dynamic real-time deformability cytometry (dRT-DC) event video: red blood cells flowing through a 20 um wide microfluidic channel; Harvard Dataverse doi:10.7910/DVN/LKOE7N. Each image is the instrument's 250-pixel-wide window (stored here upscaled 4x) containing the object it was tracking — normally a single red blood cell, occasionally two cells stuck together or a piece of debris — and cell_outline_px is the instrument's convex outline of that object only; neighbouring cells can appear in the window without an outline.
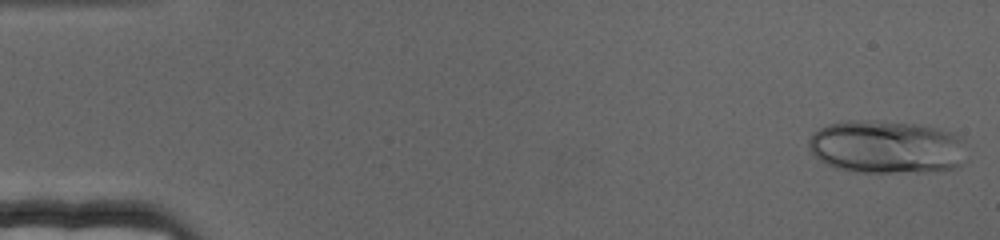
{"species": "human", "species_latin": "Homo sapiens", "temperature_condition": "cold", "stored_images_in_passage": 70, "camera_frame_rate_fps": 3000, "um_per_image_px": 0.085, "donor": {"sex": "female"}, "frame": {"image": 1, "passage_image": 2, "time_ms": 0.333, "image_size_px": [1000, 240], "cell_outline_px": [[964, 140], [960, 164], [952, 168], [924, 172], [856, 172], [836, 168], [820, 160], [808, 148], [808, 140], [812, 132], [828, 124], [844, 120], [876, 120], [920, 124], [952, 132], [960, 136]], "centroid_in_image_um": [75.3, 12.47], "position_along_channel_um": 9.7, "area_um2": 49.07}}
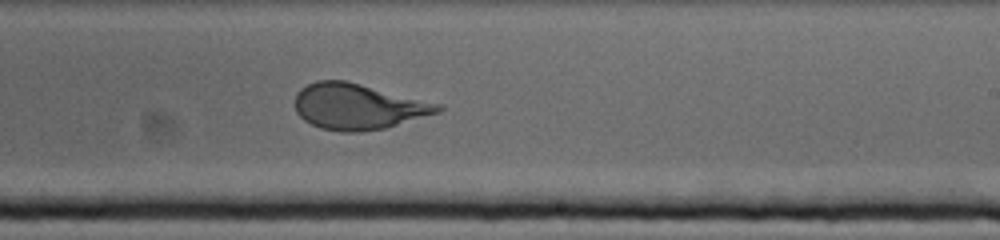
{"frame": {"image": 2, "passage_image": 43, "time_ms": 14.0, "image_size_px": [1000, 240], "cell_outline_px": [[444, 108], [440, 112], [384, 128], [360, 132], [340, 132], [320, 128], [304, 120], [296, 112], [296, 92], [300, 88], [316, 80], [344, 80], [444, 104]], "centroid_in_image_um": [30.45, 9.05], "position_along_channel_um": 258.6, "area_um2": 38.21}}
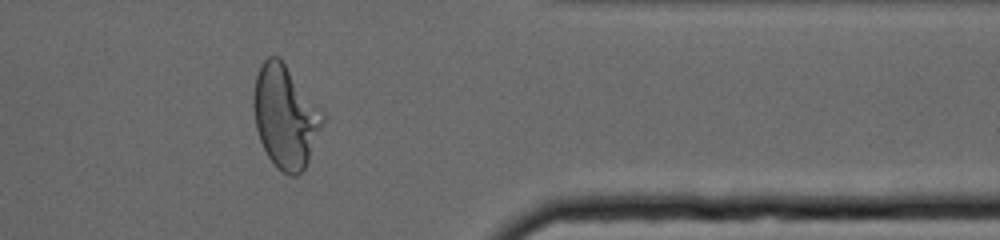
{"frame": {"image": 3, "passage_image": 58, "time_ms": 19.0, "image_size_px": [1000, 240], "cell_outline_px": [[324, 124], [308, 160], [304, 168], [296, 176], [288, 176], [276, 168], [268, 156], [260, 140], [256, 128], [252, 104], [252, 96], [256, 76], [260, 64], [268, 56], [280, 56], [324, 112]], "centroid_in_image_um": [24.24, 9.88], "position_along_channel_um": 387.2, "area_um2": 41.79}}